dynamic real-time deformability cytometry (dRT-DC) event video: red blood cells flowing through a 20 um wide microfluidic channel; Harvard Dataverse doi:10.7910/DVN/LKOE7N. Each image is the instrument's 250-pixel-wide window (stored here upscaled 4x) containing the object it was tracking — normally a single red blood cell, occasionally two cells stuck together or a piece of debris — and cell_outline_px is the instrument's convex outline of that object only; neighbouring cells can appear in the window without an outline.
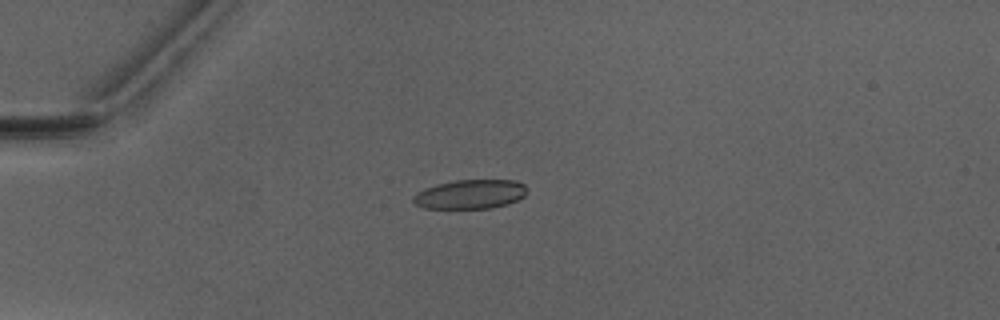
{"species": "Egyptian fruit bat (a non-hibernating species)", "species_latin": "Rousettus aegyptiacus", "temperature_condition": "warm", "stored_images_in_passage": 5, "camera_frame_rate_fps": 3000, "um_per_image_px": 0.085, "animal": {"sex": "male"}, "frame": {"image": 1, "passage_image": 4, "time_ms": 3.667, "image_size_px": [1000, 320], "cell_outline_px": [[528, 192], [524, 196], [508, 204], [492, 208], [424, 208], [416, 204], [412, 200], [412, 196], [416, 192], [424, 188], [436, 184], [456, 180], [516, 180], [524, 184]], "centroid_in_image_um": [39.97, 16.5], "position_along_channel_um": 45.0, "area_um2": 19.48}}